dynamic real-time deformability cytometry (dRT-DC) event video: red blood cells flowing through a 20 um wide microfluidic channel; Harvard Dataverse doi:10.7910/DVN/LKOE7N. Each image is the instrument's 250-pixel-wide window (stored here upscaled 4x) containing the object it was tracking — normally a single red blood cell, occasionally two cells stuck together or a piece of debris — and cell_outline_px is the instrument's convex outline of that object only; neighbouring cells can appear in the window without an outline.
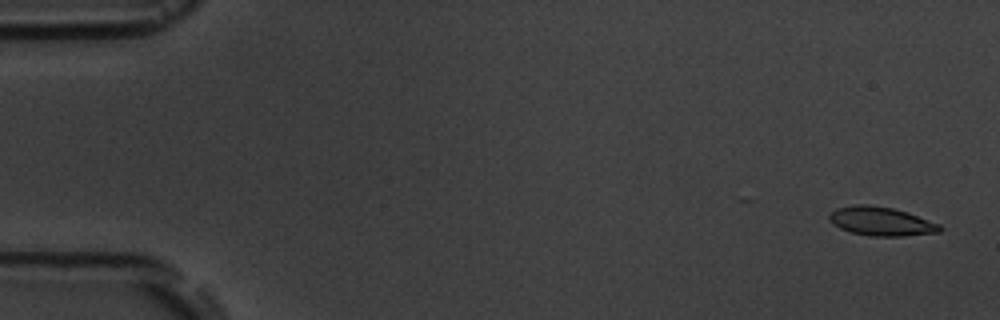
{"species": "common noctule bat (a hibernating species)", "species_latin": "Nyctalus noctula", "temperature_condition": "room temperature", "stored_images_in_passage": 5, "camera_frame_rate_fps": 3000, "um_per_image_px": 0.085, "animal": {"sex": "male", "body_mass_g": 19.5, "forearm_length_mm": 54.6}, "frame": {"image": 1, "passage_image": 1, "time_ms": 0.0, "image_size_px": [1000, 320], "cell_outline_px": [[944, 228], [940, 232], [904, 236], [868, 236], [852, 232], [840, 228], [832, 224], [828, 220], [828, 216], [836, 208], [856, 204], [868, 204], [892, 208], [908, 212], [940, 224]], "centroid_in_image_um": [74.9, 18.81], "position_along_channel_um": 10.1, "area_um2": 18.73}}
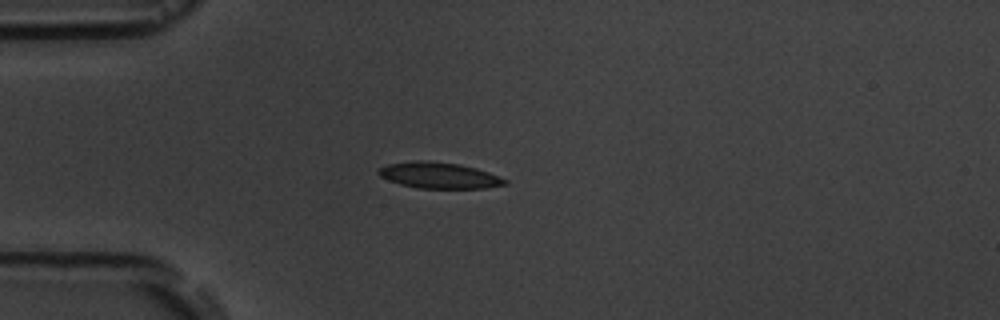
{"frame": {"image": 2, "passage_image": 5, "time_ms": 4.333, "image_size_px": [1000, 320], "cell_outline_px": [[508, 184], [484, 188], [416, 188], [400, 184], [388, 180], [380, 176], [376, 172], [380, 168], [388, 164], [416, 160], [428, 160], [460, 164], [476, 168], [488, 172], [508, 180]], "centroid_in_image_um": [37.31, 14.9], "position_along_channel_um": 47.7, "area_um2": 19.25}}